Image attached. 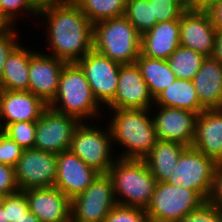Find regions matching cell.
I'll use <instances>...</instances> for the list:
<instances>
[{"mask_svg": "<svg viewBox=\"0 0 222 222\" xmlns=\"http://www.w3.org/2000/svg\"><path fill=\"white\" fill-rule=\"evenodd\" d=\"M38 17L47 21L49 55L73 63L93 49V24L74 1L41 10Z\"/></svg>", "mask_w": 222, "mask_h": 222, "instance_id": "cell-1", "label": "cell"}, {"mask_svg": "<svg viewBox=\"0 0 222 222\" xmlns=\"http://www.w3.org/2000/svg\"><path fill=\"white\" fill-rule=\"evenodd\" d=\"M30 50L28 91L47 105L54 99L65 61L48 53Z\"/></svg>", "mask_w": 222, "mask_h": 222, "instance_id": "cell-15", "label": "cell"}, {"mask_svg": "<svg viewBox=\"0 0 222 222\" xmlns=\"http://www.w3.org/2000/svg\"><path fill=\"white\" fill-rule=\"evenodd\" d=\"M23 150L14 140L0 130V164L15 167Z\"/></svg>", "mask_w": 222, "mask_h": 222, "instance_id": "cell-35", "label": "cell"}, {"mask_svg": "<svg viewBox=\"0 0 222 222\" xmlns=\"http://www.w3.org/2000/svg\"><path fill=\"white\" fill-rule=\"evenodd\" d=\"M124 16L141 35L157 24L148 0H127Z\"/></svg>", "mask_w": 222, "mask_h": 222, "instance_id": "cell-29", "label": "cell"}, {"mask_svg": "<svg viewBox=\"0 0 222 222\" xmlns=\"http://www.w3.org/2000/svg\"><path fill=\"white\" fill-rule=\"evenodd\" d=\"M199 102L205 110L222 109V63L206 57L192 79Z\"/></svg>", "mask_w": 222, "mask_h": 222, "instance_id": "cell-22", "label": "cell"}, {"mask_svg": "<svg viewBox=\"0 0 222 222\" xmlns=\"http://www.w3.org/2000/svg\"><path fill=\"white\" fill-rule=\"evenodd\" d=\"M205 202L196 191L157 182L152 200L145 210L149 222H176Z\"/></svg>", "mask_w": 222, "mask_h": 222, "instance_id": "cell-7", "label": "cell"}, {"mask_svg": "<svg viewBox=\"0 0 222 222\" xmlns=\"http://www.w3.org/2000/svg\"><path fill=\"white\" fill-rule=\"evenodd\" d=\"M2 132L14 140L22 149L34 148L36 121L11 123L8 124Z\"/></svg>", "mask_w": 222, "mask_h": 222, "instance_id": "cell-30", "label": "cell"}, {"mask_svg": "<svg viewBox=\"0 0 222 222\" xmlns=\"http://www.w3.org/2000/svg\"><path fill=\"white\" fill-rule=\"evenodd\" d=\"M108 127L114 143L125 148L118 158L143 160L157 141L151 109H110Z\"/></svg>", "mask_w": 222, "mask_h": 222, "instance_id": "cell-2", "label": "cell"}, {"mask_svg": "<svg viewBox=\"0 0 222 222\" xmlns=\"http://www.w3.org/2000/svg\"><path fill=\"white\" fill-rule=\"evenodd\" d=\"M29 65L30 49L20 44L6 60L0 78V89L28 91Z\"/></svg>", "mask_w": 222, "mask_h": 222, "instance_id": "cell-24", "label": "cell"}, {"mask_svg": "<svg viewBox=\"0 0 222 222\" xmlns=\"http://www.w3.org/2000/svg\"><path fill=\"white\" fill-rule=\"evenodd\" d=\"M154 105L185 109L197 115L205 110L199 102L192 80L177 78L157 96Z\"/></svg>", "mask_w": 222, "mask_h": 222, "instance_id": "cell-25", "label": "cell"}, {"mask_svg": "<svg viewBox=\"0 0 222 222\" xmlns=\"http://www.w3.org/2000/svg\"><path fill=\"white\" fill-rule=\"evenodd\" d=\"M186 6H187V9H188V0H181Z\"/></svg>", "mask_w": 222, "mask_h": 222, "instance_id": "cell-47", "label": "cell"}, {"mask_svg": "<svg viewBox=\"0 0 222 222\" xmlns=\"http://www.w3.org/2000/svg\"><path fill=\"white\" fill-rule=\"evenodd\" d=\"M16 222H40V220L28 210L18 221Z\"/></svg>", "mask_w": 222, "mask_h": 222, "instance_id": "cell-44", "label": "cell"}, {"mask_svg": "<svg viewBox=\"0 0 222 222\" xmlns=\"http://www.w3.org/2000/svg\"><path fill=\"white\" fill-rule=\"evenodd\" d=\"M135 63L139 67L154 100L176 80V75L171 70L167 60L146 57L140 53Z\"/></svg>", "mask_w": 222, "mask_h": 222, "instance_id": "cell-26", "label": "cell"}, {"mask_svg": "<svg viewBox=\"0 0 222 222\" xmlns=\"http://www.w3.org/2000/svg\"><path fill=\"white\" fill-rule=\"evenodd\" d=\"M2 208L5 211L6 221H18L28 210V201L23 191L4 196Z\"/></svg>", "mask_w": 222, "mask_h": 222, "instance_id": "cell-33", "label": "cell"}, {"mask_svg": "<svg viewBox=\"0 0 222 222\" xmlns=\"http://www.w3.org/2000/svg\"><path fill=\"white\" fill-rule=\"evenodd\" d=\"M48 105L29 91L0 89V130L20 121H37Z\"/></svg>", "mask_w": 222, "mask_h": 222, "instance_id": "cell-19", "label": "cell"}, {"mask_svg": "<svg viewBox=\"0 0 222 222\" xmlns=\"http://www.w3.org/2000/svg\"><path fill=\"white\" fill-rule=\"evenodd\" d=\"M217 0H188V9L206 10Z\"/></svg>", "mask_w": 222, "mask_h": 222, "instance_id": "cell-42", "label": "cell"}, {"mask_svg": "<svg viewBox=\"0 0 222 222\" xmlns=\"http://www.w3.org/2000/svg\"><path fill=\"white\" fill-rule=\"evenodd\" d=\"M206 202L215 206L222 204V162L217 163L215 167L210 194Z\"/></svg>", "mask_w": 222, "mask_h": 222, "instance_id": "cell-39", "label": "cell"}, {"mask_svg": "<svg viewBox=\"0 0 222 222\" xmlns=\"http://www.w3.org/2000/svg\"><path fill=\"white\" fill-rule=\"evenodd\" d=\"M152 4L153 19L157 23L180 19L187 10V6L181 0H148Z\"/></svg>", "mask_w": 222, "mask_h": 222, "instance_id": "cell-31", "label": "cell"}, {"mask_svg": "<svg viewBox=\"0 0 222 222\" xmlns=\"http://www.w3.org/2000/svg\"><path fill=\"white\" fill-rule=\"evenodd\" d=\"M205 59L204 55L180 45L167 61L177 79L192 80Z\"/></svg>", "mask_w": 222, "mask_h": 222, "instance_id": "cell-28", "label": "cell"}, {"mask_svg": "<svg viewBox=\"0 0 222 222\" xmlns=\"http://www.w3.org/2000/svg\"><path fill=\"white\" fill-rule=\"evenodd\" d=\"M93 50L122 65L134 64L141 53V34L123 15L93 25Z\"/></svg>", "mask_w": 222, "mask_h": 222, "instance_id": "cell-5", "label": "cell"}, {"mask_svg": "<svg viewBox=\"0 0 222 222\" xmlns=\"http://www.w3.org/2000/svg\"><path fill=\"white\" fill-rule=\"evenodd\" d=\"M205 11L208 13L215 29L217 31H222V0H217Z\"/></svg>", "mask_w": 222, "mask_h": 222, "instance_id": "cell-40", "label": "cell"}, {"mask_svg": "<svg viewBox=\"0 0 222 222\" xmlns=\"http://www.w3.org/2000/svg\"><path fill=\"white\" fill-rule=\"evenodd\" d=\"M216 165L213 159L206 157L196 148L186 147L166 183L196 191L206 201Z\"/></svg>", "mask_w": 222, "mask_h": 222, "instance_id": "cell-8", "label": "cell"}, {"mask_svg": "<svg viewBox=\"0 0 222 222\" xmlns=\"http://www.w3.org/2000/svg\"><path fill=\"white\" fill-rule=\"evenodd\" d=\"M116 205L111 177L99 174L86 190L71 199V222H104Z\"/></svg>", "mask_w": 222, "mask_h": 222, "instance_id": "cell-9", "label": "cell"}, {"mask_svg": "<svg viewBox=\"0 0 222 222\" xmlns=\"http://www.w3.org/2000/svg\"><path fill=\"white\" fill-rule=\"evenodd\" d=\"M73 0H30L32 6L40 12L49 7L63 5Z\"/></svg>", "mask_w": 222, "mask_h": 222, "instance_id": "cell-41", "label": "cell"}, {"mask_svg": "<svg viewBox=\"0 0 222 222\" xmlns=\"http://www.w3.org/2000/svg\"><path fill=\"white\" fill-rule=\"evenodd\" d=\"M0 222H8L6 221L5 211L2 208V205L0 206Z\"/></svg>", "mask_w": 222, "mask_h": 222, "instance_id": "cell-46", "label": "cell"}, {"mask_svg": "<svg viewBox=\"0 0 222 222\" xmlns=\"http://www.w3.org/2000/svg\"><path fill=\"white\" fill-rule=\"evenodd\" d=\"M94 25L124 15L127 0H73Z\"/></svg>", "mask_w": 222, "mask_h": 222, "instance_id": "cell-27", "label": "cell"}, {"mask_svg": "<svg viewBox=\"0 0 222 222\" xmlns=\"http://www.w3.org/2000/svg\"><path fill=\"white\" fill-rule=\"evenodd\" d=\"M180 46V19L159 22L141 35V54L167 60Z\"/></svg>", "mask_w": 222, "mask_h": 222, "instance_id": "cell-21", "label": "cell"}, {"mask_svg": "<svg viewBox=\"0 0 222 222\" xmlns=\"http://www.w3.org/2000/svg\"><path fill=\"white\" fill-rule=\"evenodd\" d=\"M176 222H222V215L217 206L205 202L200 208Z\"/></svg>", "mask_w": 222, "mask_h": 222, "instance_id": "cell-36", "label": "cell"}, {"mask_svg": "<svg viewBox=\"0 0 222 222\" xmlns=\"http://www.w3.org/2000/svg\"><path fill=\"white\" fill-rule=\"evenodd\" d=\"M187 146L172 142L157 140L149 154L143 159L157 182H166L173 174L178 160Z\"/></svg>", "mask_w": 222, "mask_h": 222, "instance_id": "cell-23", "label": "cell"}, {"mask_svg": "<svg viewBox=\"0 0 222 222\" xmlns=\"http://www.w3.org/2000/svg\"><path fill=\"white\" fill-rule=\"evenodd\" d=\"M77 63L84 71L97 102L102 107L108 105L116 94L119 70L122 64L93 49Z\"/></svg>", "mask_w": 222, "mask_h": 222, "instance_id": "cell-11", "label": "cell"}, {"mask_svg": "<svg viewBox=\"0 0 222 222\" xmlns=\"http://www.w3.org/2000/svg\"><path fill=\"white\" fill-rule=\"evenodd\" d=\"M19 191L15 169L9 165L0 164V194L7 196Z\"/></svg>", "mask_w": 222, "mask_h": 222, "instance_id": "cell-38", "label": "cell"}, {"mask_svg": "<svg viewBox=\"0 0 222 222\" xmlns=\"http://www.w3.org/2000/svg\"><path fill=\"white\" fill-rule=\"evenodd\" d=\"M88 123L83 121L75 129L69 150L100 174H108L118 158L114 156L110 129Z\"/></svg>", "mask_w": 222, "mask_h": 222, "instance_id": "cell-6", "label": "cell"}, {"mask_svg": "<svg viewBox=\"0 0 222 222\" xmlns=\"http://www.w3.org/2000/svg\"><path fill=\"white\" fill-rule=\"evenodd\" d=\"M18 30L14 27H9L0 34V78L10 54L20 45Z\"/></svg>", "mask_w": 222, "mask_h": 222, "instance_id": "cell-37", "label": "cell"}, {"mask_svg": "<svg viewBox=\"0 0 222 222\" xmlns=\"http://www.w3.org/2000/svg\"><path fill=\"white\" fill-rule=\"evenodd\" d=\"M108 175L113 182L117 205L146 209L157 181L144 160L117 158Z\"/></svg>", "mask_w": 222, "mask_h": 222, "instance_id": "cell-4", "label": "cell"}, {"mask_svg": "<svg viewBox=\"0 0 222 222\" xmlns=\"http://www.w3.org/2000/svg\"><path fill=\"white\" fill-rule=\"evenodd\" d=\"M156 113H152L155 124L157 140L172 141L183 144L187 147L192 146L195 136V122L197 114L195 112L157 106Z\"/></svg>", "mask_w": 222, "mask_h": 222, "instance_id": "cell-16", "label": "cell"}, {"mask_svg": "<svg viewBox=\"0 0 222 222\" xmlns=\"http://www.w3.org/2000/svg\"><path fill=\"white\" fill-rule=\"evenodd\" d=\"M217 30L205 10L187 9L180 17V45L212 57Z\"/></svg>", "mask_w": 222, "mask_h": 222, "instance_id": "cell-14", "label": "cell"}, {"mask_svg": "<svg viewBox=\"0 0 222 222\" xmlns=\"http://www.w3.org/2000/svg\"><path fill=\"white\" fill-rule=\"evenodd\" d=\"M22 11V13H21ZM26 14L38 17V11L32 6L30 0H0V17L9 27L16 25L19 14ZM31 13V14H30Z\"/></svg>", "mask_w": 222, "mask_h": 222, "instance_id": "cell-32", "label": "cell"}, {"mask_svg": "<svg viewBox=\"0 0 222 222\" xmlns=\"http://www.w3.org/2000/svg\"><path fill=\"white\" fill-rule=\"evenodd\" d=\"M213 58L222 63V31H217Z\"/></svg>", "mask_w": 222, "mask_h": 222, "instance_id": "cell-43", "label": "cell"}, {"mask_svg": "<svg viewBox=\"0 0 222 222\" xmlns=\"http://www.w3.org/2000/svg\"><path fill=\"white\" fill-rule=\"evenodd\" d=\"M29 210L40 222H71V199L60 189L29 188L23 191Z\"/></svg>", "mask_w": 222, "mask_h": 222, "instance_id": "cell-18", "label": "cell"}, {"mask_svg": "<svg viewBox=\"0 0 222 222\" xmlns=\"http://www.w3.org/2000/svg\"><path fill=\"white\" fill-rule=\"evenodd\" d=\"M9 26L6 24V22L0 17V34L3 33L6 29H8Z\"/></svg>", "mask_w": 222, "mask_h": 222, "instance_id": "cell-45", "label": "cell"}, {"mask_svg": "<svg viewBox=\"0 0 222 222\" xmlns=\"http://www.w3.org/2000/svg\"><path fill=\"white\" fill-rule=\"evenodd\" d=\"M14 169L20 191L52 187L56 181L57 154L35 148L23 150Z\"/></svg>", "mask_w": 222, "mask_h": 222, "instance_id": "cell-12", "label": "cell"}, {"mask_svg": "<svg viewBox=\"0 0 222 222\" xmlns=\"http://www.w3.org/2000/svg\"><path fill=\"white\" fill-rule=\"evenodd\" d=\"M217 207H218V209L220 210V213H221V215H222V204L218 205Z\"/></svg>", "mask_w": 222, "mask_h": 222, "instance_id": "cell-48", "label": "cell"}, {"mask_svg": "<svg viewBox=\"0 0 222 222\" xmlns=\"http://www.w3.org/2000/svg\"><path fill=\"white\" fill-rule=\"evenodd\" d=\"M154 99L136 63L120 66L114 99L109 109H153Z\"/></svg>", "mask_w": 222, "mask_h": 222, "instance_id": "cell-13", "label": "cell"}, {"mask_svg": "<svg viewBox=\"0 0 222 222\" xmlns=\"http://www.w3.org/2000/svg\"><path fill=\"white\" fill-rule=\"evenodd\" d=\"M99 174L70 150L63 151L57 154L54 187L72 199L86 190Z\"/></svg>", "mask_w": 222, "mask_h": 222, "instance_id": "cell-17", "label": "cell"}, {"mask_svg": "<svg viewBox=\"0 0 222 222\" xmlns=\"http://www.w3.org/2000/svg\"><path fill=\"white\" fill-rule=\"evenodd\" d=\"M80 123L76 117L48 106L36 121L34 148L55 154L69 150L74 131Z\"/></svg>", "mask_w": 222, "mask_h": 222, "instance_id": "cell-10", "label": "cell"}, {"mask_svg": "<svg viewBox=\"0 0 222 222\" xmlns=\"http://www.w3.org/2000/svg\"><path fill=\"white\" fill-rule=\"evenodd\" d=\"M3 198H4V196L2 194H0V206H1Z\"/></svg>", "mask_w": 222, "mask_h": 222, "instance_id": "cell-49", "label": "cell"}, {"mask_svg": "<svg viewBox=\"0 0 222 222\" xmlns=\"http://www.w3.org/2000/svg\"><path fill=\"white\" fill-rule=\"evenodd\" d=\"M192 147L216 163L222 162V109L204 110L197 115Z\"/></svg>", "mask_w": 222, "mask_h": 222, "instance_id": "cell-20", "label": "cell"}, {"mask_svg": "<svg viewBox=\"0 0 222 222\" xmlns=\"http://www.w3.org/2000/svg\"><path fill=\"white\" fill-rule=\"evenodd\" d=\"M104 222H149V218L145 209L116 205Z\"/></svg>", "mask_w": 222, "mask_h": 222, "instance_id": "cell-34", "label": "cell"}, {"mask_svg": "<svg viewBox=\"0 0 222 222\" xmlns=\"http://www.w3.org/2000/svg\"><path fill=\"white\" fill-rule=\"evenodd\" d=\"M59 113L76 117L81 122L102 117L103 108L95 99L86 75L77 62L65 63L57 93L48 104ZM100 116V117H98Z\"/></svg>", "mask_w": 222, "mask_h": 222, "instance_id": "cell-3", "label": "cell"}]
</instances>
